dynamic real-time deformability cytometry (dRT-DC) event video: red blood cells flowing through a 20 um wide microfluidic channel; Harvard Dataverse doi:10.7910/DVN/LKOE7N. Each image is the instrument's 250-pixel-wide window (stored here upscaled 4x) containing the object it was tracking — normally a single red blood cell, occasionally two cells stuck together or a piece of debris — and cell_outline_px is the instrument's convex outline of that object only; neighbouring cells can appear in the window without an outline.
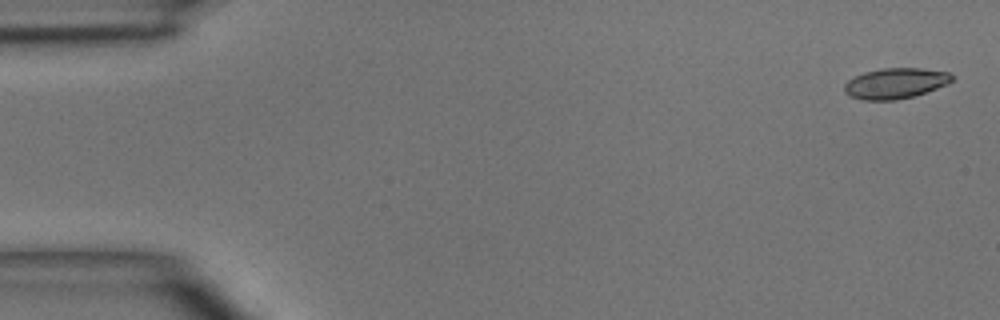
{"species": "common noctule bat (a hibernating species)", "species_latin": "Nyctalus noctula", "temperature_condition": "room temperature", "stored_images_in_passage": 4, "segment_of_instrument_passage": [2, 2], "camera_frame_rate_fps": 3000, "um_per_image_px": 0.085, "animal": {"sex": "male", "body_mass_g": 15.6}, "frame": {"image": 1, "passage_image": 4, "time_ms": 4.333, "image_size_px": [1000, 320], "cell_outline_px": [[952, 80], [948, 84], [912, 96], [896, 100], [864, 100], [852, 96], [844, 92], [844, 84], [852, 76], [864, 72], [884, 68], [920, 68], [948, 72], [952, 76]], "centroid_in_image_um": [76.07, 7.07], "position_along_channel_um": 8.9, "area_um2": 19.02}}